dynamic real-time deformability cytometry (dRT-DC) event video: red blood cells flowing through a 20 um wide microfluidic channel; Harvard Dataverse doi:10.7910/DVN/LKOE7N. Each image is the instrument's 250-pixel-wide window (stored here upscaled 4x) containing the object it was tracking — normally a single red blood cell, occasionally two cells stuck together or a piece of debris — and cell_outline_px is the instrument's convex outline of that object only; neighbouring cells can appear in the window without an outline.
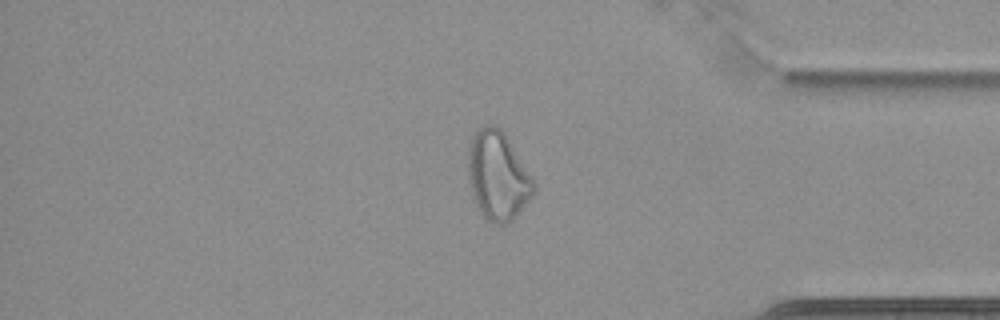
{"species": "common noctule bat (a hibernating species)", "species_latin": "Nyctalus noctula", "temperature_condition": "cold", "stored_images_in_passage": 62, "camera_frame_rate_fps": 3000, "um_per_image_px": 0.085, "animal": {"sex": "female", "body_mass_g": 22.7, "forearm_length_mm": 54.2}, "frame": {"image": 1, "passage_image": 53, "time_ms": 17.333, "image_size_px": [1000, 320], "cell_outline_px": [[536, 192], [512, 220], [504, 224], [496, 224], [488, 220], [476, 208], [468, 180], [468, 144], [472, 132], [484, 124], [492, 124], [500, 128], [504, 132], [536, 184]], "centroid_in_image_um": [42.28, 14.91], "position_along_channel_um": 392.9, "area_um2": 34.28}}